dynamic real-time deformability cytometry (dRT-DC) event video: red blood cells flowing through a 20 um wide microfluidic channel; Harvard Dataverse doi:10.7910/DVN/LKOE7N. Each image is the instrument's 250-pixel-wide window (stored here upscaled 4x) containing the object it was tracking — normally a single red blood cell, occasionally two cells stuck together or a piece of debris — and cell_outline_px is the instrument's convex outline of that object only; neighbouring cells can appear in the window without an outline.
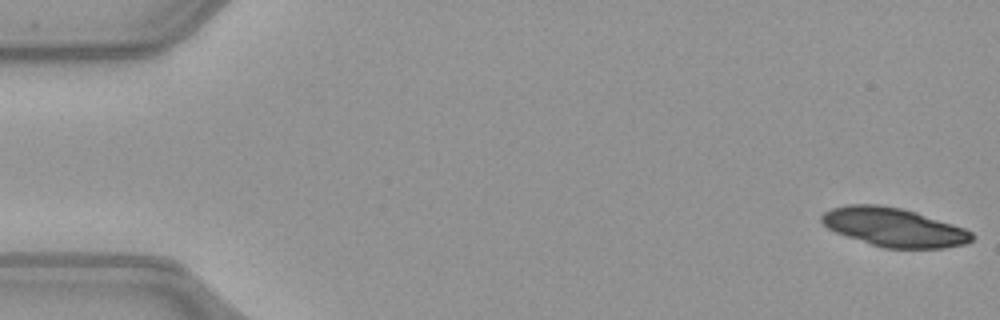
{"species": "common noctule bat (a hibernating species)", "species_latin": "Nyctalus noctula", "temperature_condition": "warm", "stored_images_in_passage": 51, "camera_frame_rate_fps": 3000, "um_per_image_px": 0.085, "animal": {"sex": "female", "body_mass_g": 21.9}, "frame": {"image": 1, "passage_image": 1, "time_ms": 0.0, "image_size_px": [1000, 320], "cell_outline_px": [[976, 236], [972, 240], [964, 244], [944, 248], [884, 248], [836, 232], [828, 228], [820, 220], [820, 216], [824, 212], [832, 208], [848, 204], [876, 204], [900, 208], [916, 212], [964, 228], [972, 232]], "centroid_in_image_um": [75.99, 19.31], "position_along_channel_um": 9.0, "area_um2": 33.64}}
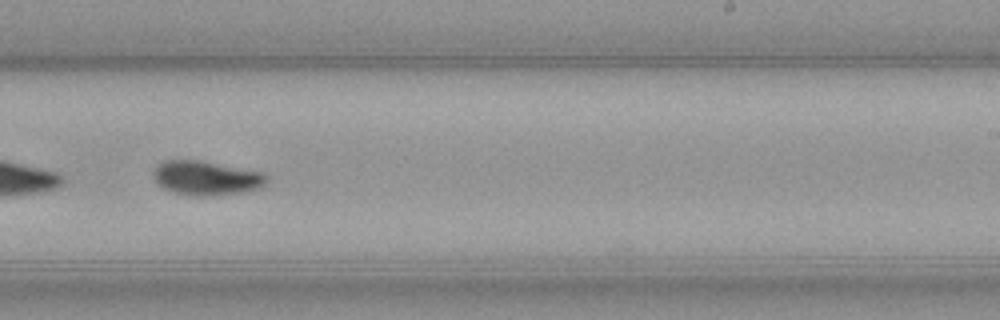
{"frame": {"image": 2, "passage_image": 32, "time_ms": 10.333, "image_size_px": [1000, 320], "cell_outline_px": [[268, 180], [260, 188], [244, 192], [212, 196], [188, 196], [172, 192], [156, 184], [152, 176], [152, 172], [164, 160], [200, 160], [264, 172], [268, 176]], "centroid_in_image_um": [17.53, 15.14], "position_along_channel_um": 271.5, "area_um2": 23.0}}
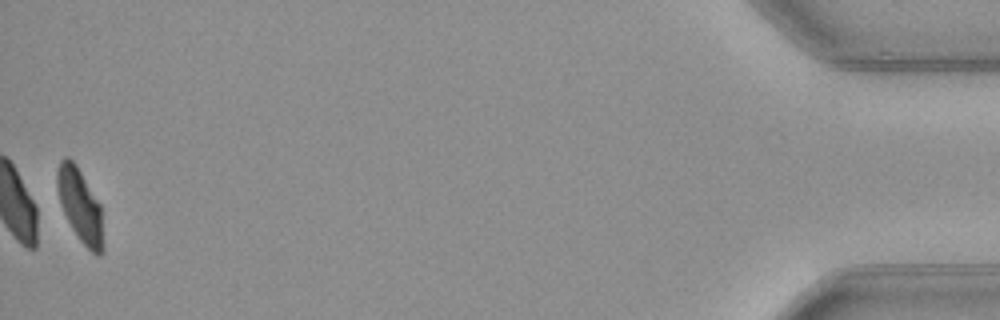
{"frame": {"image": 3, "passage_image": 51, "time_ms": 16.667, "image_size_px": [1000, 320], "cell_outline_px": [[104, 252], [100, 256], [96, 256], [80, 240], [72, 228], [60, 204], [56, 188], [56, 172], [60, 160], [64, 156], [68, 156], [76, 164], [100, 204], [104, 248]], "centroid_in_image_um": [6.8, 17.46], "position_along_channel_um": 428.4, "area_um2": 19.77}, "authors_computed_cell_mechanics": {"area_um2": 22.4842, "velocity_mm_per_s": 4.016, "shape_relaxation_time_tau1_ms": 4.8137, "shape_relaxation_time_tau2_ms": null, "deformation_change_tau1": 0.1613, "deformation_change_tau2": null}}